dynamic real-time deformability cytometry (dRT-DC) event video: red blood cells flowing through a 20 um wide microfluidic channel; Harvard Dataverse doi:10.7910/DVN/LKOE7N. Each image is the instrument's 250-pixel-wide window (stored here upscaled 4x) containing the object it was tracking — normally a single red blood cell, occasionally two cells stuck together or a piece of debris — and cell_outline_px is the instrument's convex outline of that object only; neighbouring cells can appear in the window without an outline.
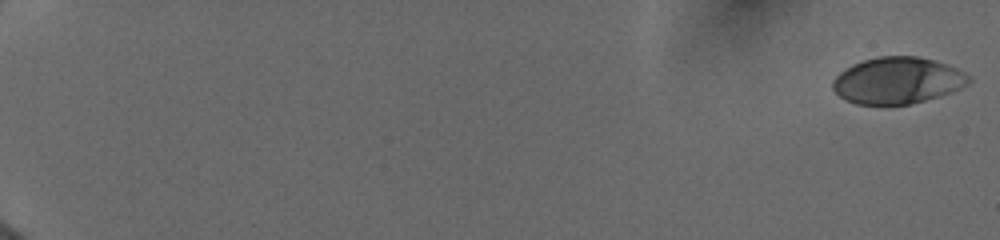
{"species": "human", "species_latin": "Homo sapiens", "temperature_condition": "cold", "stored_images_in_passage": 49, "camera_frame_rate_fps": 3000, "um_per_image_px": 0.085, "donor": {"sex": "female"}, "frame": {"image": 1, "passage_image": 1, "time_ms": 0.0, "image_size_px": [1000, 240], "cell_outline_px": [[972, 80], [968, 84], [960, 88], [940, 96], [908, 104], [856, 104], [844, 100], [832, 88], [832, 80], [840, 72], [852, 64], [864, 60], [880, 56], [916, 56], [932, 60], [956, 68], [964, 72]], "centroid_in_image_um": [76.26, 6.84], "position_along_channel_um": 8.7, "area_um2": 36.65}}
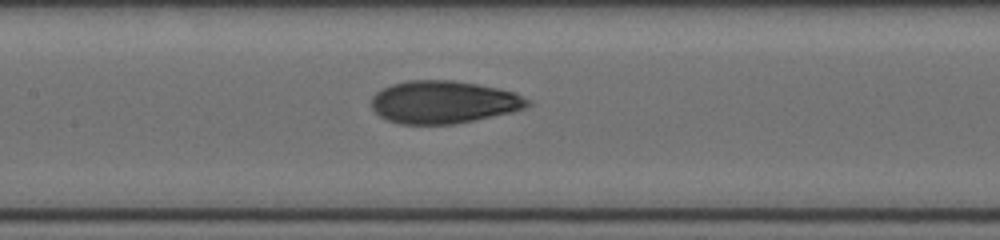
{"frame": {"image": 2, "passage_image": 28, "time_ms": 9.667, "image_size_px": [1000, 240], "cell_outline_px": [[532, 104], [524, 108], [512, 112], [452, 124], [400, 124], [388, 120], [380, 116], [372, 108], [372, 96], [376, 92], [392, 84], [408, 80], [452, 80], [476, 84], [516, 92], [528, 100]], "centroid_in_image_um": [37.69, 8.67], "position_along_channel_um": 169.7, "area_um2": 38.55}}
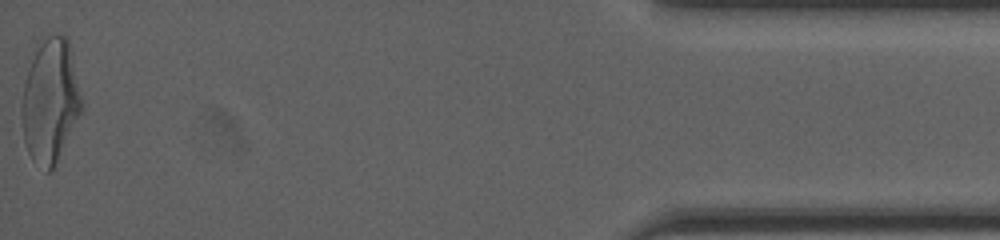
{"frame": {"image": 3, "passage_image": 49, "time_ms": 18.0, "image_size_px": [1000, 240], "cell_outline_px": [[84, 104], [52, 168], [48, 172], [32, 160], [28, 152], [24, 140], [20, 112], [20, 108], [24, 84], [28, 68], [40, 36], [68, 36]], "centroid_in_image_um": [4.25, 8.5], "position_along_channel_um": 431.0, "area_um2": 43.06}, "authors_computed_cell_mechanics": {"area_um2": 38.2058, "velocity_mm_per_s": 3.996, "shape_relaxation_time_tau1_ms": 3.918, "shape_relaxation_time_tau2_ms": 1.458, "deformation_change_tau1": 0.1833, "deformation_change_tau2": 0.0716}}